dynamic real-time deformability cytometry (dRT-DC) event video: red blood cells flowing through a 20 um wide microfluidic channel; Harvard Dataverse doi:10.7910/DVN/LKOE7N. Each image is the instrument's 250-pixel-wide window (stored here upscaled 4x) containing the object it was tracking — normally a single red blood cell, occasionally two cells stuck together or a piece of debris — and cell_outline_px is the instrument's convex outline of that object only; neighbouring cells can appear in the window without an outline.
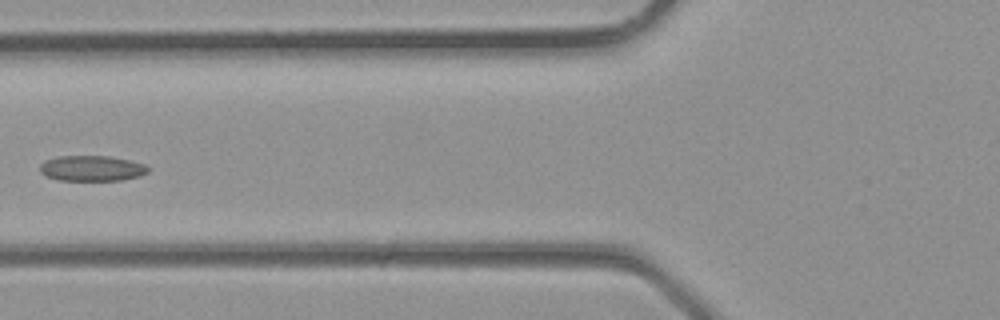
{"species": "common noctule bat (a hibernating species)", "species_latin": "Nyctalus noctula", "temperature_condition": "room temperature", "stored_images_in_passage": 4, "camera_frame_rate_fps": 3000, "um_per_image_px": 0.085, "animal": {"sex": "male", "body_mass_g": 23.1, "forearm_length_mm": 52.7}, "frame": {"image": 1, "passage_image": 4, "time_ms": 1.0, "image_size_px": [1000, 320], "cell_outline_px": [[152, 168], [148, 172], [140, 176], [120, 180], [60, 180], [48, 176], [40, 172], [40, 164], [44, 160], [56, 156], [108, 156], [132, 160], [144, 164]], "centroid_in_image_um": [7.84, 14.29], "position_along_channel_um": 118.0, "area_um2": 16.18}}